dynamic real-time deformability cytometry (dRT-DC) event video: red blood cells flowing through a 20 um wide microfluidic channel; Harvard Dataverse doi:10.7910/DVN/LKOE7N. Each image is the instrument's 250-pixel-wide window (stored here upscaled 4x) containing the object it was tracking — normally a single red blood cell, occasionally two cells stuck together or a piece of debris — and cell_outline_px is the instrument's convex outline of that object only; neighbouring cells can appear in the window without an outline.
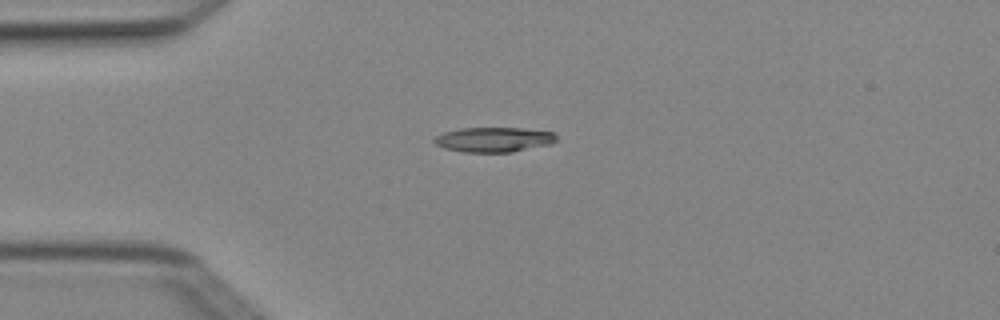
{"species": "Egyptian fruit bat (a non-hibernating species)", "species_latin": "Rousettus aegyptiacus", "temperature_condition": "cold", "stored_images_in_passage": 7, "camera_frame_rate_fps": 3000, "um_per_image_px": 0.085, "animal": {"sex": "female"}, "frame": {"image": 1, "passage_image": 4, "time_ms": 1.0, "image_size_px": [1000, 320], "cell_outline_px": [[556, 140], [552, 144], [512, 152], [464, 152], [444, 148], [436, 144], [432, 140], [436, 136], [444, 132], [460, 128], [524, 128], [552, 132], [556, 136]], "centroid_in_image_um": [41.97, 11.86], "position_along_channel_um": 43.0, "area_um2": 17.69}}
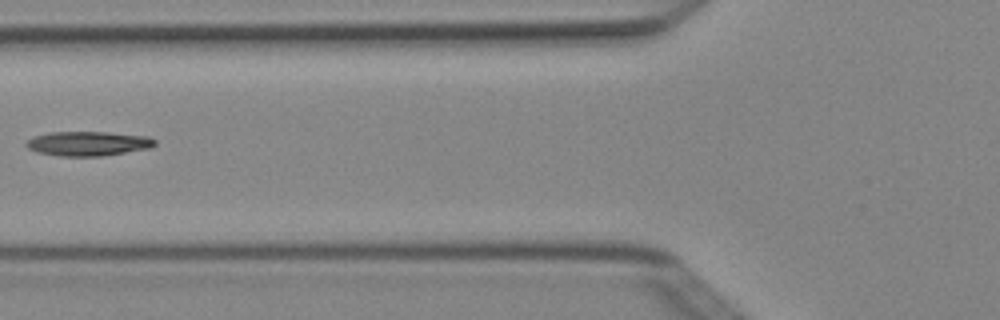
{"frame": {"image": 2, "passage_image": 6, "time_ms": 1.667, "image_size_px": [1000, 320], "cell_outline_px": [[156, 144], [148, 148], [100, 156], [60, 156], [36, 152], [28, 148], [24, 144], [32, 136], [52, 132], [104, 132], [148, 136], [156, 140]], "centroid_in_image_um": [7.44, 12.2], "position_along_channel_um": 118.4, "area_um2": 18.21}}
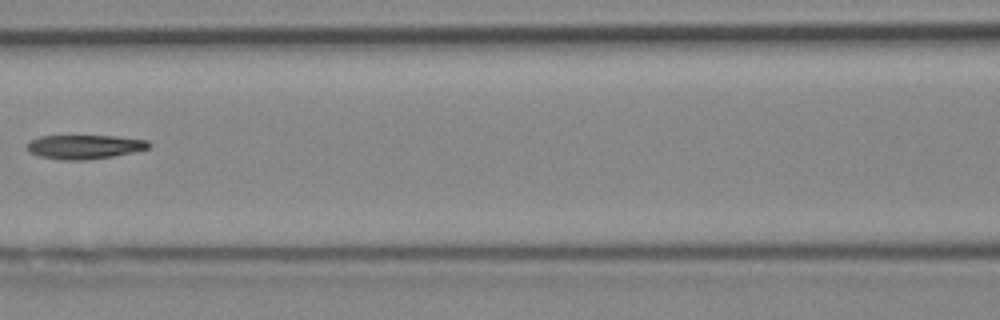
{"frame": {"image": 3, "passage_image": 7, "time_ms": 2.0, "image_size_px": [1000, 320], "cell_outline_px": [[152, 144], [148, 148], [132, 152], [112, 156], [84, 160], [60, 160], [40, 156], [28, 152], [28, 140], [40, 136], [116, 136], [148, 140]], "centroid_in_image_um": [7.17, 12.47], "position_along_channel_um": 159.4, "area_um2": 17.05}}